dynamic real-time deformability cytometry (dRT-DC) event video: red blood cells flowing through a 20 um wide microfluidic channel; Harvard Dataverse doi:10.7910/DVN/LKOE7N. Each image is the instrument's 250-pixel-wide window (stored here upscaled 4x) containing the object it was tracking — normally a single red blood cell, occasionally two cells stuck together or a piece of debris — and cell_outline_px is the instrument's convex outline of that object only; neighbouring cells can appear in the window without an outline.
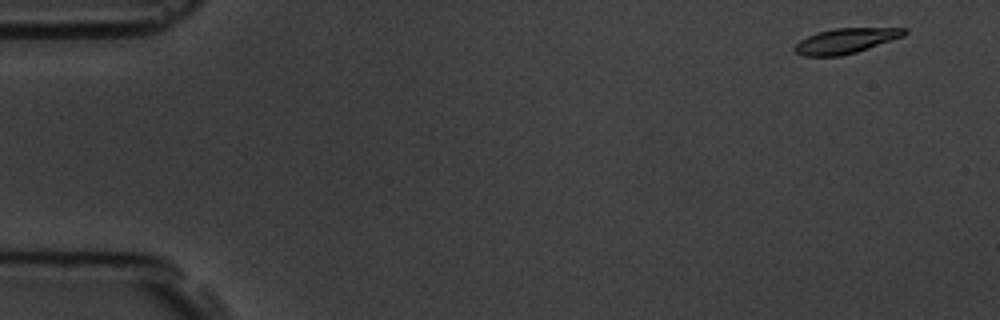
{"species": "common noctule bat (a hibernating species)", "species_latin": "Nyctalus noctula", "temperature_condition": "room temperature", "stored_images_in_passage": 16, "camera_frame_rate_fps": 3000, "um_per_image_px": 0.085, "animal": {"sex": "male", "body_mass_g": 19.5, "forearm_length_mm": 54.6}, "frame": {"image": 1, "passage_image": 2, "time_ms": 0.333, "image_size_px": [1000, 320], "cell_outline_px": [[908, 32], [904, 36], [856, 52], [840, 56], [804, 56], [796, 52], [792, 48], [800, 40], [808, 36], [820, 32], [836, 28], [908, 28]], "centroid_in_image_um": [71.9, 3.47], "position_along_channel_um": 13.1, "area_um2": 15.9}}
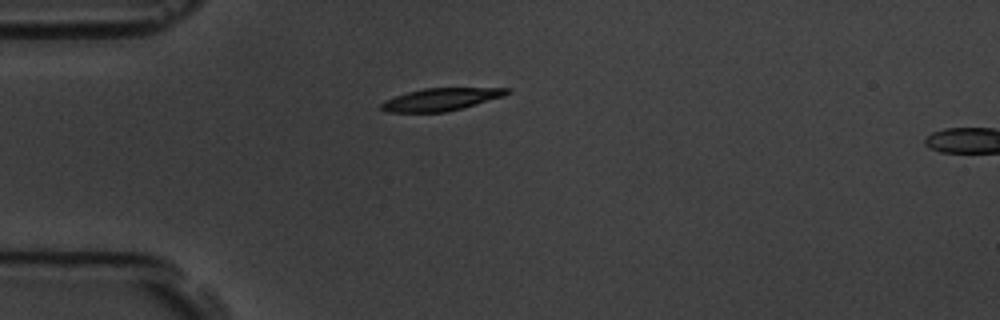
{"frame": {"image": 2, "passage_image": 14, "time_ms": 4.333, "image_size_px": [1000, 320], "cell_outline_px": [[512, 92], [504, 96], [460, 108], [444, 112], [388, 112], [380, 108], [380, 104], [384, 100], [408, 92], [424, 88], [508, 88]], "centroid_in_image_um": [37.46, 8.44], "position_along_channel_um": 47.5, "area_um2": 16.24}}